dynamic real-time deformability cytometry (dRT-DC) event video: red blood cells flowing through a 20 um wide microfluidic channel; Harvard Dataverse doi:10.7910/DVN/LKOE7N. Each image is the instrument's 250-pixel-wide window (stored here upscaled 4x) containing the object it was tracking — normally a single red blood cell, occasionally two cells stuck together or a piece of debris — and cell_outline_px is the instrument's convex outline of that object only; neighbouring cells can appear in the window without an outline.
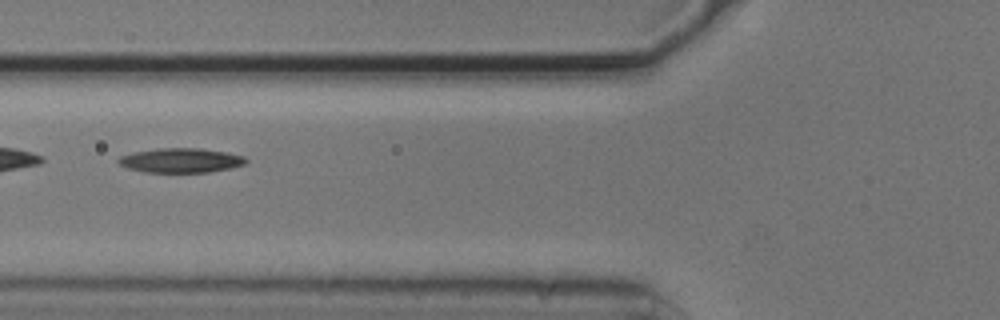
{"species": "common noctule bat (a hibernating species)", "species_latin": "Nyctalus noctula", "temperature_condition": "cold", "stored_images_in_passage": 13, "camera_frame_rate_fps": 3000, "um_per_image_px": 0.085, "animal": {"sex": "male", "body_mass_g": 20.5, "forearm_length_mm": 52.5}, "frame": {"image": 1, "passage_image": 4, "time_ms": 1.0, "image_size_px": [1000, 320], "cell_outline_px": [[248, 160], [244, 164], [232, 168], [208, 172], [144, 172], [128, 168], [120, 164], [116, 160], [120, 156], [132, 152], [160, 148], [200, 148], [228, 152], [244, 156]], "centroid_in_image_um": [15.38, 13.63], "position_along_channel_um": 110.4, "area_um2": 18.26}}
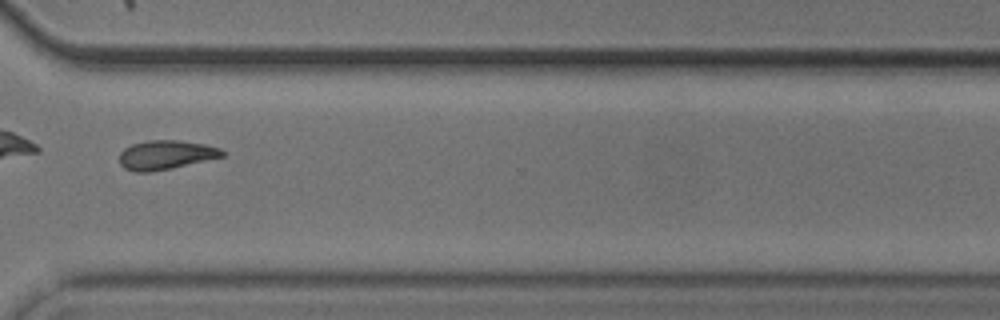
{"frame": {"image": 2, "passage_image": 10, "time_ms": 3.0, "image_size_px": [1000, 320], "cell_outline_px": [[224, 156], [152, 172], [136, 172], [124, 168], [120, 164], [120, 152], [124, 148], [132, 144], [148, 140], [180, 140], [204, 144], [220, 148], [224, 152]], "centroid_in_image_um": [14.06, 13.16], "position_along_channel_um": 356.5, "area_um2": 17.34}}